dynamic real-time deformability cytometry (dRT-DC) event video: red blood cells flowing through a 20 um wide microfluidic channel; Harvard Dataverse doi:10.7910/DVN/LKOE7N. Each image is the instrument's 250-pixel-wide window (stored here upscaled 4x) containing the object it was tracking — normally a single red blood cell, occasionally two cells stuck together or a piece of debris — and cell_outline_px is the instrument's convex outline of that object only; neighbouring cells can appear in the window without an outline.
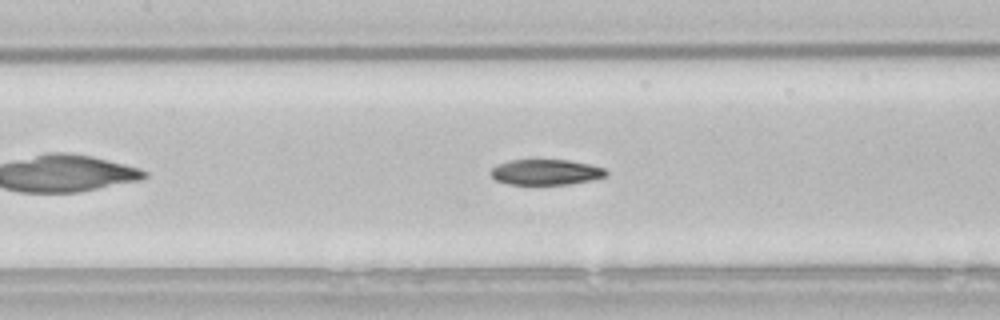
{"species": "common noctule bat (a hibernating species)", "species_latin": "Nyctalus noctula", "temperature_condition": "room temperature", "stored_images_in_passage": 43, "camera_frame_rate_fps": 3000, "um_per_image_px": 0.085, "animal": {"sex": "male", "body_mass_g": 21.5, "forearm_length_mm": 52.0}, "frame": {"image": 1, "passage_image": 13, "time_ms": 4.0, "image_size_px": [1000, 320], "cell_outline_px": [[608, 172], [604, 176], [592, 180], [568, 184], [508, 184], [496, 180], [488, 172], [496, 164], [508, 160], [568, 160], [592, 164], [604, 168]], "centroid_in_image_um": [46.37, 14.62], "position_along_channel_um": 161.0, "area_um2": 17.22}, "authors_computed_cell_mechanics": {"area_um2": 18.207, "velocity_mm_per_s": 3.818, "shape_relaxation_time_tau1_ms": 7.4924, "shape_relaxation_time_tau2_ms": 5.0917, "deformation_change_tau1": 0.1921, "deformation_change_tau2": 0.1239}}